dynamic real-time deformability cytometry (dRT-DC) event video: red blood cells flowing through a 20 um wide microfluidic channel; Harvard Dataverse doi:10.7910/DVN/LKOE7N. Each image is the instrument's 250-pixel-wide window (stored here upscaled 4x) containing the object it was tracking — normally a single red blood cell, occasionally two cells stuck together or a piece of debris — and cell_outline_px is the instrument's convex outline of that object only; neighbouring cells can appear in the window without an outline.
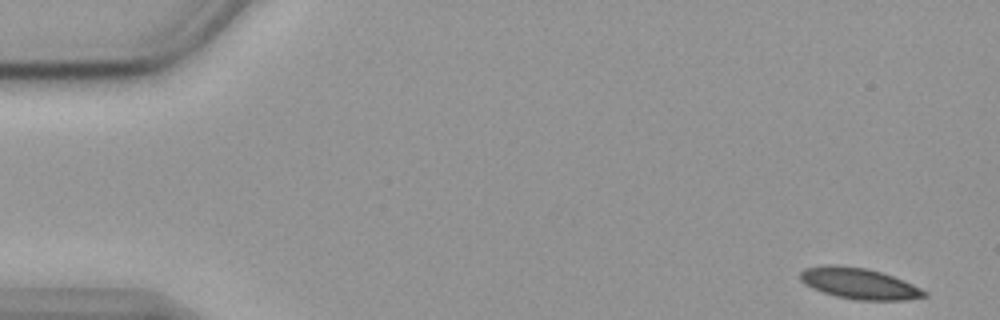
{"species": "common noctule bat (a hibernating species)", "species_latin": "Nyctalus noctula", "temperature_condition": "cold", "stored_images_in_passage": 54, "camera_frame_rate_fps": 3000, "um_per_image_px": 0.085, "animal": {"sex": "female", "body_mass_g": 19.9}, "frame": {"image": 1, "passage_image": 1, "time_ms": 0.0, "image_size_px": [1000, 320], "cell_outline_px": [[928, 296], [904, 300], [856, 300], [836, 296], [812, 288], [804, 284], [800, 280], [800, 272], [804, 268], [828, 264], [836, 264], [868, 268], [892, 276], [912, 284], [928, 292]], "centroid_in_image_um": [73.0, 24.09], "position_along_channel_um": 12.0, "area_um2": 22.48}}
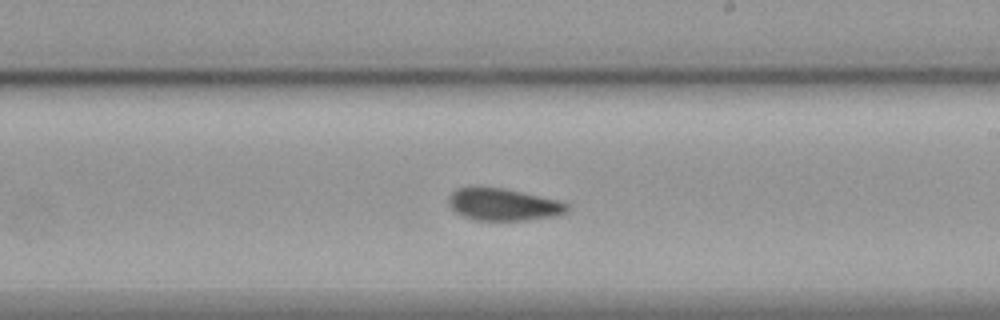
{"frame": {"image": 2, "passage_image": 31, "time_ms": 10.0, "image_size_px": [1000, 320], "cell_outline_px": [[568, 212], [560, 216], [524, 220], [476, 220], [464, 216], [456, 212], [448, 204], [448, 196], [452, 192], [460, 188], [504, 188], [560, 200], [568, 204]], "centroid_in_image_um": [42.84, 17.4], "position_along_channel_um": 246.2, "area_um2": 22.14}}
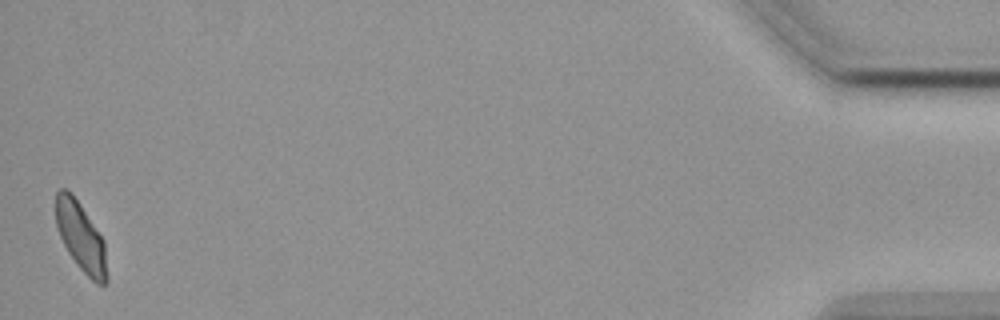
{"frame": {"image": 3, "passage_image": 54, "time_ms": 17.667, "image_size_px": [1000, 320], "cell_outline_px": [[108, 284], [96, 284], [76, 264], [68, 252], [60, 236], [56, 224], [56, 192], [60, 188], [68, 188], [72, 192], [104, 240], [108, 276]], "centroid_in_image_um": [6.88, 20.14], "position_along_channel_um": 428.3, "area_um2": 20.63}, "authors_computed_cell_mechanics": {"area_um2": 22.1663, "velocity_mm_per_s": 3.5608, "shape_relaxation_time_tau1_ms": null, "shape_relaxation_time_tau2_ms": 5.7609, "deformation_change_tau1": null, "deformation_change_tau2": 0.0938}}